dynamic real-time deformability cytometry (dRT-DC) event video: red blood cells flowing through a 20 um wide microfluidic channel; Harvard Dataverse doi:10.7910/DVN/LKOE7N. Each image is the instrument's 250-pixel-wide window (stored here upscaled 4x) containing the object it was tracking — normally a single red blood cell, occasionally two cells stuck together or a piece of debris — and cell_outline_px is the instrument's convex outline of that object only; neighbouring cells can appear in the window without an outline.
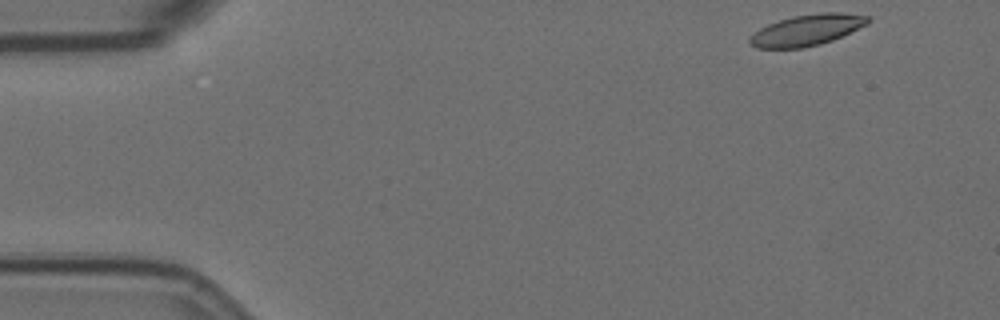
{"species": "Egyptian fruit bat (a non-hibernating species)", "species_latin": "Rousettus aegyptiacus", "temperature_condition": "room temperature", "stored_images_in_passage": 54, "camera_frame_rate_fps": 3000, "um_per_image_px": 0.085, "animal": {"sex": "female"}, "frame": {"image": 1, "passage_image": 1, "time_ms": 0.0, "image_size_px": [1000, 320], "cell_outline_px": [[872, 20], [868, 24], [832, 40], [820, 44], [804, 48], [756, 48], [748, 40], [760, 28], [768, 24], [792, 16], [824, 12], [840, 12], [872, 16]], "centroid_in_image_um": [68.65, 2.54], "position_along_channel_um": 16.4, "area_um2": 21.33}}
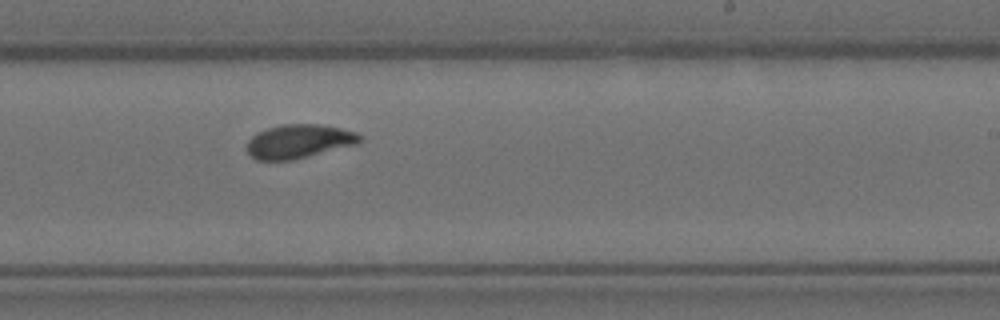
{"frame": {"image": 2, "passage_image": 31, "time_ms": 10.0, "image_size_px": [1000, 320], "cell_outline_px": [[360, 140], [356, 144], [292, 160], [256, 160], [248, 152], [248, 140], [256, 132], [268, 128], [284, 124], [320, 124], [340, 128], [356, 132], [360, 136]], "centroid_in_image_um": [25.38, 12.01], "position_along_channel_um": 263.6, "area_um2": 21.96}}
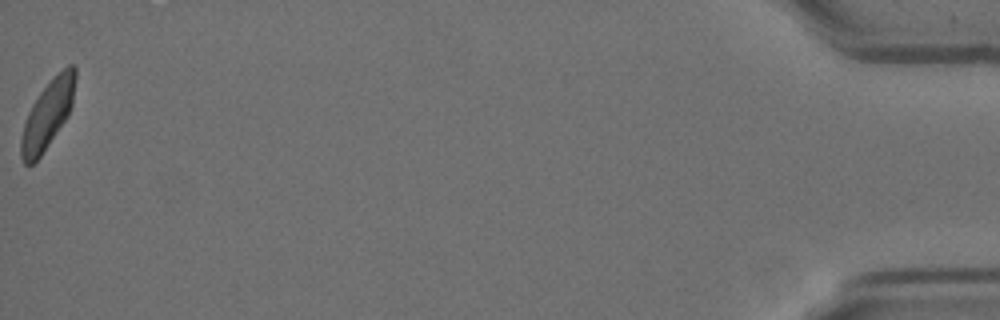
{"frame": {"image": 3, "passage_image": 54, "time_ms": 17.667, "image_size_px": [1000, 320], "cell_outline_px": [[76, 76], [72, 104], [68, 116], [40, 156], [32, 164], [24, 164], [20, 156], [20, 140], [24, 124], [28, 112], [32, 104], [40, 92], [52, 76], [68, 64], [72, 64], [76, 68]], "centroid_in_image_um": [4.05, 9.69], "position_along_channel_um": 431.2, "area_um2": 21.5}, "authors_computed_cell_mechanics": {"area_um2": 21.964, "velocity_mm_per_s": 3.5018, "shape_relaxation_time_tau1_ms": 4.0799, "shape_relaxation_time_tau2_ms": 1.2588, "deformation_change_tau1": 0.1393, "deformation_change_tau2": 0.0475}}